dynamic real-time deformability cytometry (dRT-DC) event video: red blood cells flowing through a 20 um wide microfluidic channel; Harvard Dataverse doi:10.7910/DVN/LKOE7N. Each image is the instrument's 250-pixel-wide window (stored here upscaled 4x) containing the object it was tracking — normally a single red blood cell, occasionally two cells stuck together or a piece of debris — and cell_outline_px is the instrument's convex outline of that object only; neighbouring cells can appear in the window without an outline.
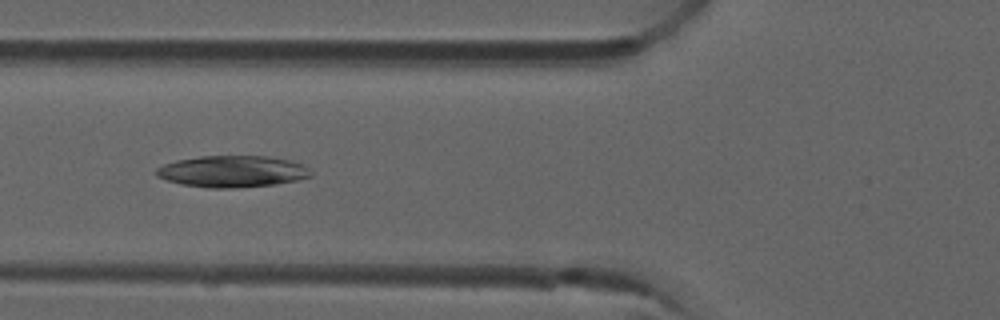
{"species": "common noctule bat (a hibernating species)", "species_latin": "Nyctalus noctula", "temperature_condition": "room temperature", "stored_images_in_passage": 7, "camera_frame_rate_fps": 3000, "um_per_image_px": 0.085, "animal": {"sex": "male", "forearm_length_mm": 52.5}, "frame": {"image": 1, "passage_image": 6, "time_ms": 1.667, "image_size_px": [1000, 320], "cell_outline_px": [[312, 176], [300, 180], [276, 184], [232, 188], [208, 188], [180, 184], [156, 176], [156, 168], [164, 164], [176, 160], [200, 156], [264, 156], [288, 160], [304, 164], [312, 172]], "centroid_in_image_um": [19.76, 14.57], "position_along_channel_um": 106.0, "area_um2": 28.55}}
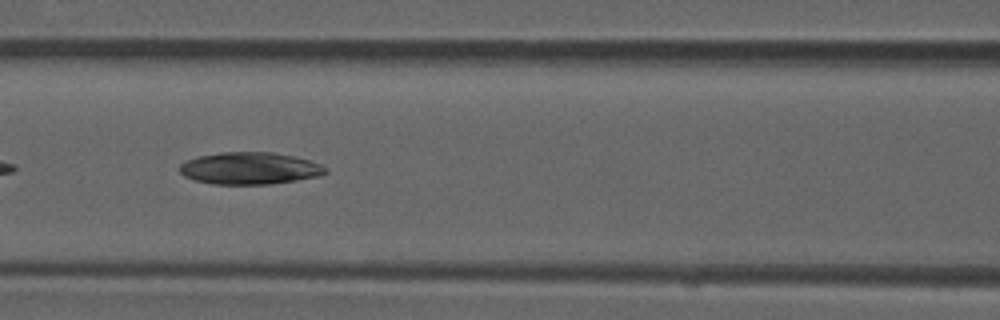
{"frame": {"image": 2, "passage_image": 7, "time_ms": 2.0, "image_size_px": [1000, 320], "cell_outline_px": [[328, 172], [320, 176], [296, 180], [268, 184], [212, 184], [196, 180], [184, 176], [180, 172], [180, 164], [196, 156], [220, 152], [272, 152], [312, 160], [328, 168]], "centroid_in_image_um": [21.25, 14.3], "position_along_channel_um": 145.4, "area_um2": 27.34}}